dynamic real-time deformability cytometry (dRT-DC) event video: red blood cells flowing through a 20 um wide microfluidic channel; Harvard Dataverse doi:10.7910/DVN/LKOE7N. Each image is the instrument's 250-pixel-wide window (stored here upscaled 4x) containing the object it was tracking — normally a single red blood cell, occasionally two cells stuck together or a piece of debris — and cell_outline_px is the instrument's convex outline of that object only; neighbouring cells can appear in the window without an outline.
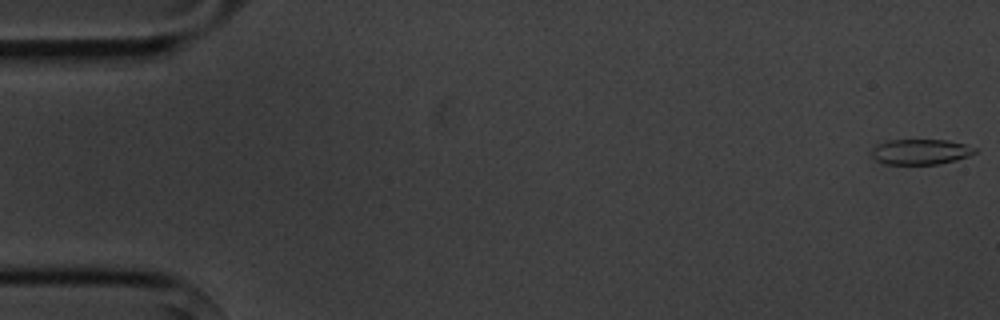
{"species": "common noctule bat (a hibernating species)", "species_latin": "Nyctalus noctula", "temperature_condition": "cold", "stored_images_in_passage": 6, "camera_frame_rate_fps": 3000, "um_per_image_px": 0.085, "animal": {"sex": "male", "body_mass_g": 20.1, "forearm_length_mm": 53.5}, "frame": {"image": 1, "passage_image": 1, "time_ms": 0.0, "image_size_px": [1000, 320], "cell_outline_px": [[976, 152], [968, 156], [956, 160], [936, 164], [884, 164], [876, 160], [872, 156], [872, 148], [888, 140], [948, 140], [964, 144], [976, 148]], "centroid_in_image_um": [78.25, 12.9], "position_along_channel_um": 6.8, "area_um2": 15.14}}
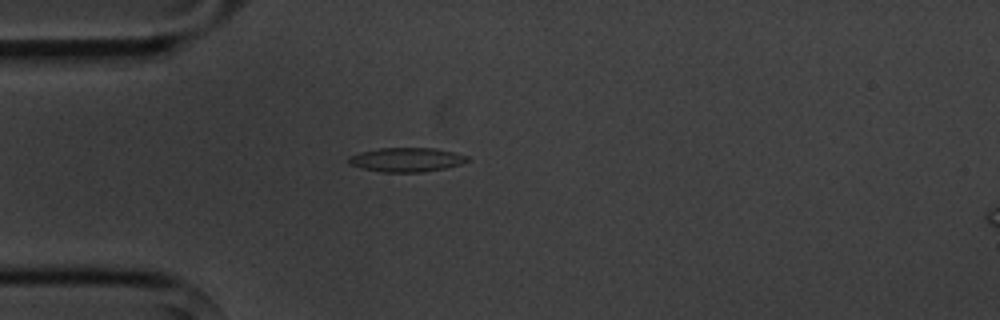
{"frame": {"image": 2, "passage_image": 5, "time_ms": 4.667, "image_size_px": [1000, 320], "cell_outline_px": [[472, 160], [460, 164], [444, 168], [424, 172], [384, 172], [360, 168], [348, 164], [348, 156], [360, 152], [380, 148], [432, 148], [452, 152], [468, 156]], "centroid_in_image_um": [34.53, 13.58], "position_along_channel_um": 50.5, "area_um2": 16.7}}